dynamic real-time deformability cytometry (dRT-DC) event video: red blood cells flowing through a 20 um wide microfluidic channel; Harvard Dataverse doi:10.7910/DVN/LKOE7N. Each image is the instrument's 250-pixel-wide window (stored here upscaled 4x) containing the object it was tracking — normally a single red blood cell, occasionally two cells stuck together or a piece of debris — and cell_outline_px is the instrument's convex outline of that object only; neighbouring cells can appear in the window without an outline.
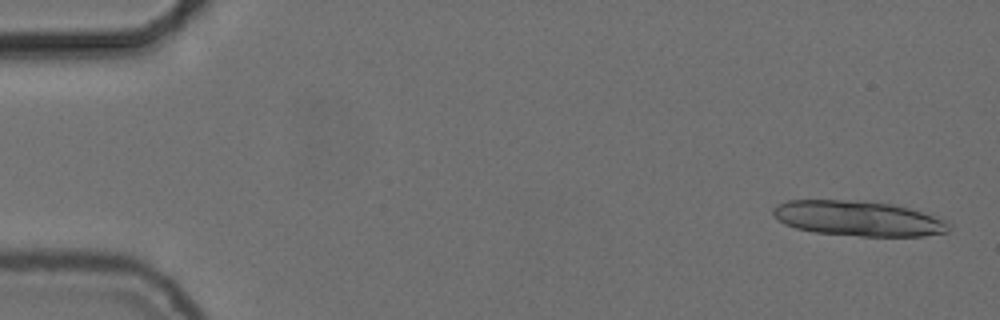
{"species": "common noctule bat (a hibernating species)", "species_latin": "Nyctalus noctula", "temperature_condition": "cold", "stored_images_in_passage": 54, "camera_frame_rate_fps": 3000, "um_per_image_px": 0.085, "animal": {"sex": "female", "body_mass_g": 24.6, "forearm_length_mm": 56.2}, "frame": {"image": 1, "passage_image": 2, "time_ms": 0.333, "image_size_px": [1000, 320], "cell_outline_px": [[952, 224], [948, 232], [924, 236], [860, 236], [816, 232], [796, 228], [784, 224], [772, 212], [772, 208], [776, 204], [788, 200], [856, 200], [892, 204], [908, 208], [944, 220]], "centroid_in_image_um": [72.93, 18.56], "position_along_channel_um": 12.1, "area_um2": 35.84}}
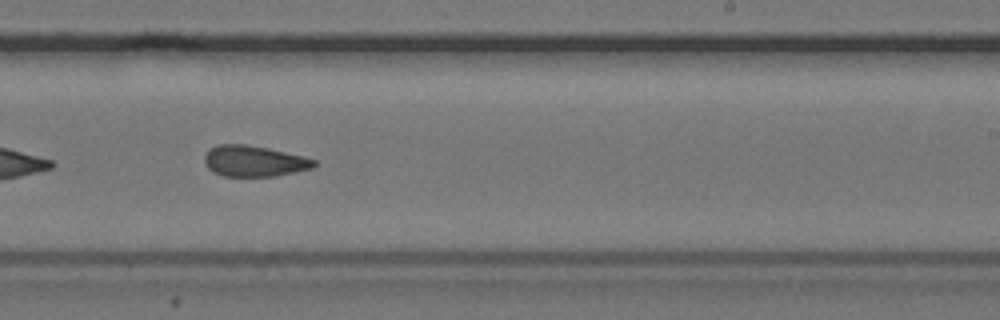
{"frame": {"image": 2, "passage_image": 34, "time_ms": 11.0, "image_size_px": [1000, 320], "cell_outline_px": [[316, 164], [312, 168], [276, 176], [224, 176], [212, 172], [204, 164], [204, 156], [216, 144], [244, 144], [268, 148], [304, 156], [316, 160]], "centroid_in_image_um": [21.59, 13.69], "position_along_channel_um": 267.4, "area_um2": 19.77}}
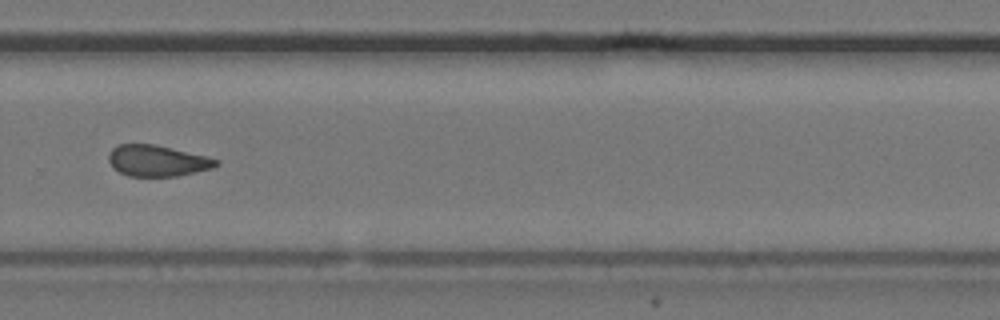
{"frame": {"image": 3, "passage_image": 38, "time_ms": 12.333, "image_size_px": [1000, 320], "cell_outline_px": [[220, 164], [212, 168], [176, 176], [128, 176], [112, 168], [108, 160], [108, 156], [112, 148], [116, 144], [156, 144], [220, 160]], "centroid_in_image_um": [13.33, 13.66], "position_along_channel_um": 316.5, "area_um2": 19.48}, "authors_computed_cell_mechanics": {"area_um2": 20.6057, "velocity_mm_per_s": 3.7144, "shape_relaxation_time_tau1_ms": null, "shape_relaxation_time_tau2_ms": 2.403, "deformation_change_tau1": null, "deformation_change_tau2": 0.0905}}